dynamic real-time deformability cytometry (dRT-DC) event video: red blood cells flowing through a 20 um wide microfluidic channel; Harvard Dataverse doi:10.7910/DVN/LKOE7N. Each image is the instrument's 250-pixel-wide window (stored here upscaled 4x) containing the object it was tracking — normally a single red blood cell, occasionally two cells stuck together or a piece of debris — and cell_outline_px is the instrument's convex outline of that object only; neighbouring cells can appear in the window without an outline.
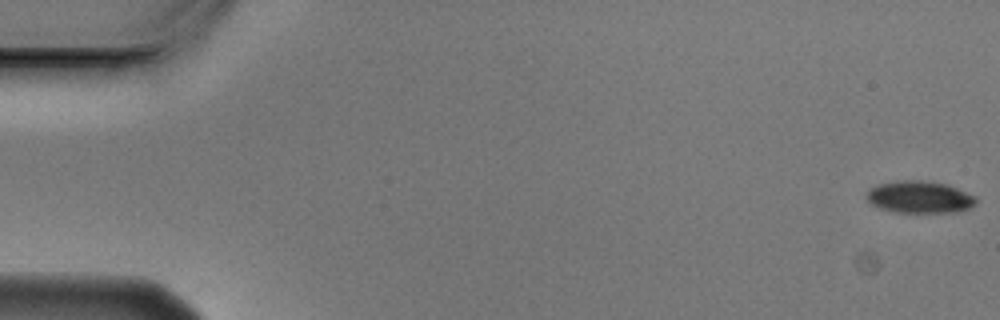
{"species": "Egyptian fruit bat (a non-hibernating species)", "species_latin": "Rousettus aegyptiacus", "temperature_condition": "cold", "stored_images_in_passage": 5, "camera_frame_rate_fps": 3000, "um_per_image_px": 0.085, "animal": {"sex": "male"}, "frame": {"image": 1, "passage_image": 1, "time_ms": 0.0, "image_size_px": [1000, 320], "cell_outline_px": [[976, 204], [960, 212], [896, 212], [880, 208], [872, 204], [868, 200], [868, 188], [876, 184], [896, 180], [920, 180], [948, 184], [976, 196]], "centroid_in_image_um": [78.17, 16.74], "position_along_channel_um": 6.8, "area_um2": 20.58}}
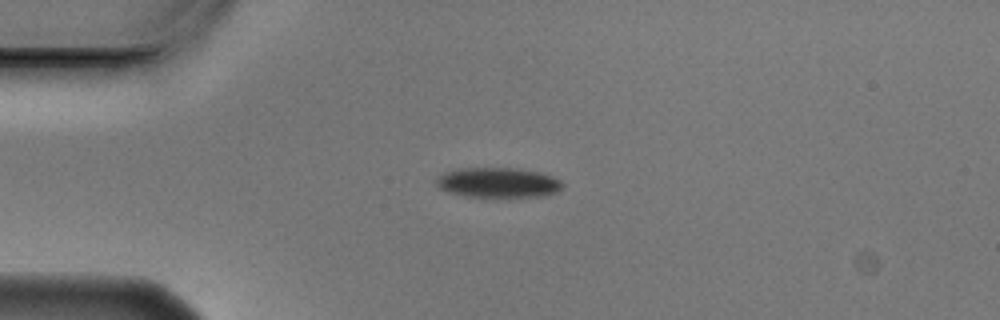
{"frame": {"image": 2, "passage_image": 4, "time_ms": 1.0, "image_size_px": [1000, 320], "cell_outline_px": [[564, 188], [556, 192], [544, 196], [468, 196], [448, 192], [440, 188], [436, 184], [436, 176], [444, 172], [456, 168], [516, 168], [536, 172], [552, 176], [560, 180], [564, 184]], "centroid_in_image_um": [42.32, 15.51], "position_along_channel_um": 42.7, "area_um2": 21.96}}